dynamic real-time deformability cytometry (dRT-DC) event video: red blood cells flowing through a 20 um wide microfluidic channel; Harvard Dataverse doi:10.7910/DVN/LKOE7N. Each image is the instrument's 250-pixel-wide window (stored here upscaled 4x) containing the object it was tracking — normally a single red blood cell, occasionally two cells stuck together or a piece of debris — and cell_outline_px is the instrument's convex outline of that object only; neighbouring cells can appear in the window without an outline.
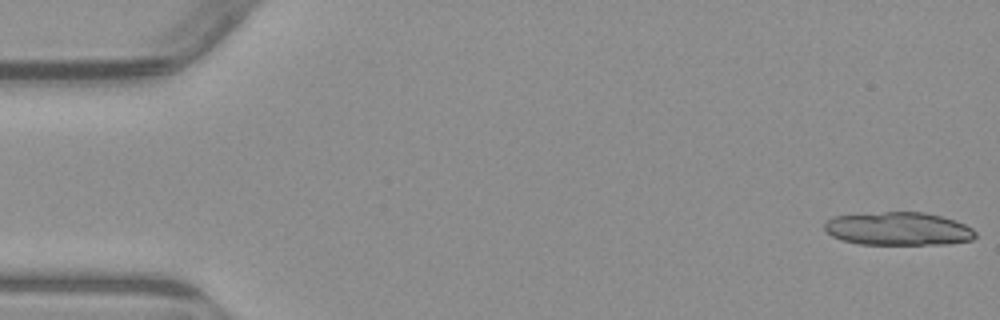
{"species": "common noctule bat (a hibernating species)", "species_latin": "Nyctalus noctula", "temperature_condition": "warm", "stored_images_in_passage": 5, "camera_frame_rate_fps": 3000, "um_per_image_px": 0.085, "animal": {"sex": "male", "body_mass_g": 23.1, "forearm_length_mm": 52.7}, "frame": {"image": 1, "passage_image": 1, "time_ms": 0.0, "image_size_px": [1000, 320], "cell_outline_px": [[976, 236], [972, 240], [948, 244], [860, 244], [844, 240], [832, 236], [824, 228], [824, 224], [832, 216], [884, 212], [924, 212], [956, 220], [972, 228], [976, 232]], "centroid_in_image_um": [76.39, 19.44], "position_along_channel_um": 8.6, "area_um2": 29.13}}